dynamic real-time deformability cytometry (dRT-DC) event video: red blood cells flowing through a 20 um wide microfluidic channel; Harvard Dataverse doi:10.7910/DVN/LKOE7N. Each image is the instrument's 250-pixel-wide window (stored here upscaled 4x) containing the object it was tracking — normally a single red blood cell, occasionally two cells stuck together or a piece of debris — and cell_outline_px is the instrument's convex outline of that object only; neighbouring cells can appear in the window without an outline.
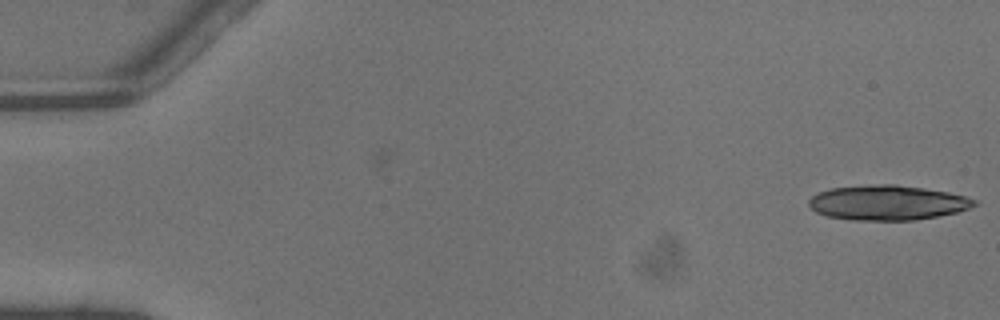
{"species": "common noctule bat (a hibernating species)", "species_latin": "Nyctalus noctula", "temperature_condition": "warm", "stored_images_in_passage": 7, "camera_frame_rate_fps": 3000, "um_per_image_px": 0.085, "animal": {"sex": "male", "body_mass_g": 13.3}, "frame": {"image": 1, "passage_image": 7, "time_ms": 2.0, "image_size_px": [1000, 320], "cell_outline_px": [[976, 204], [968, 208], [956, 212], [916, 220], [852, 220], [828, 216], [816, 212], [808, 204], [808, 200], [816, 192], [832, 188], [880, 184], [896, 184], [924, 188], [948, 192], [964, 196], [976, 200]], "centroid_in_image_um": [75.4, 17.22], "position_along_channel_um": 9.6, "area_um2": 33.41}}